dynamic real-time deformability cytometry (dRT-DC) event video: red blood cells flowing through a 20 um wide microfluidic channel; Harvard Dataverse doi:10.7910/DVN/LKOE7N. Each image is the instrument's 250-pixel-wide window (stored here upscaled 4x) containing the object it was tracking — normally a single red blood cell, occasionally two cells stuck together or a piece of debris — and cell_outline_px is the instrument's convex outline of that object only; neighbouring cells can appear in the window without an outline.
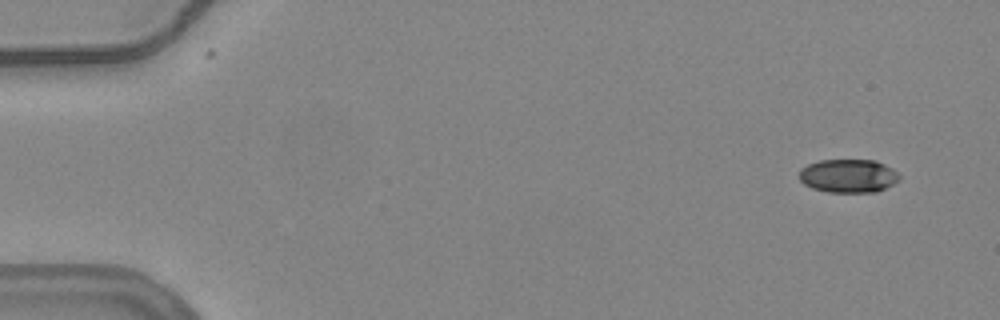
{"species": "common noctule bat (a hibernating species)", "species_latin": "Nyctalus noctula", "temperature_condition": "warm", "stored_images_in_passage": 53, "camera_frame_rate_fps": 3000, "um_per_image_px": 0.085, "animal": {"sex": "female", "body_mass_g": 24.6, "forearm_length_mm": 56.2}, "frame": {"image": 1, "passage_image": 1, "time_ms": 0.0, "image_size_px": [1000, 320], "cell_outline_px": [[900, 180], [876, 192], [828, 192], [812, 188], [804, 184], [800, 180], [800, 168], [808, 164], [820, 160], [876, 160], [892, 168], [900, 176]], "centroid_in_image_um": [72.1, 14.94], "position_along_channel_um": 12.9, "area_um2": 19.54}}
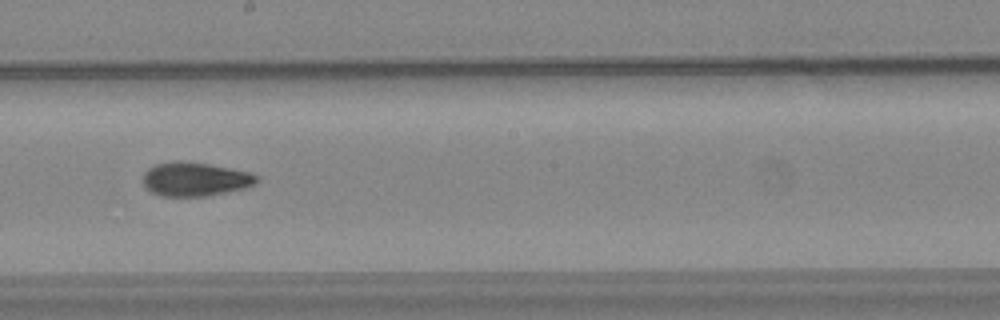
{"frame": {"image": 2, "passage_image": 29, "time_ms": 9.333, "image_size_px": [1000, 320], "cell_outline_px": [[260, 180], [256, 184], [244, 188], [208, 196], [160, 196], [144, 188], [140, 180], [144, 172], [148, 168], [156, 164], [180, 160], [208, 164], [252, 172], [260, 176]], "centroid_in_image_um": [16.57, 15.23], "position_along_channel_um": 231.6, "area_um2": 22.89}}
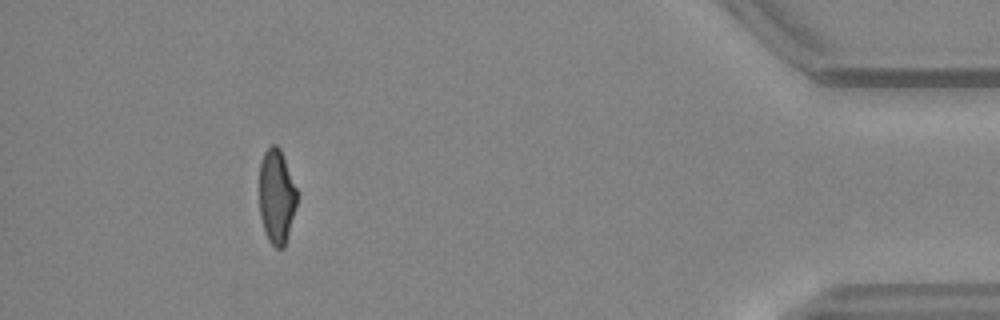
{"frame": {"image": 3, "passage_image": 48, "time_ms": 15.667, "image_size_px": [1000, 320], "cell_outline_px": [[296, 208], [284, 248], [276, 248], [268, 240], [264, 232], [260, 216], [260, 160], [264, 152], [272, 144], [276, 144], [280, 148], [296, 188]], "centroid_in_image_um": [23.49, 16.71], "position_along_channel_um": 411.7, "area_um2": 20.63}, "authors_computed_cell_mechanics": {"area_um2": 21.964, "velocity_mm_per_s": 3.7717, "shape_relaxation_time_tau1_ms": 6.7059, "shape_relaxation_time_tau2_ms": 2.7414, "deformation_change_tau1": 0.2092, "deformation_change_tau2": 0.0836}}